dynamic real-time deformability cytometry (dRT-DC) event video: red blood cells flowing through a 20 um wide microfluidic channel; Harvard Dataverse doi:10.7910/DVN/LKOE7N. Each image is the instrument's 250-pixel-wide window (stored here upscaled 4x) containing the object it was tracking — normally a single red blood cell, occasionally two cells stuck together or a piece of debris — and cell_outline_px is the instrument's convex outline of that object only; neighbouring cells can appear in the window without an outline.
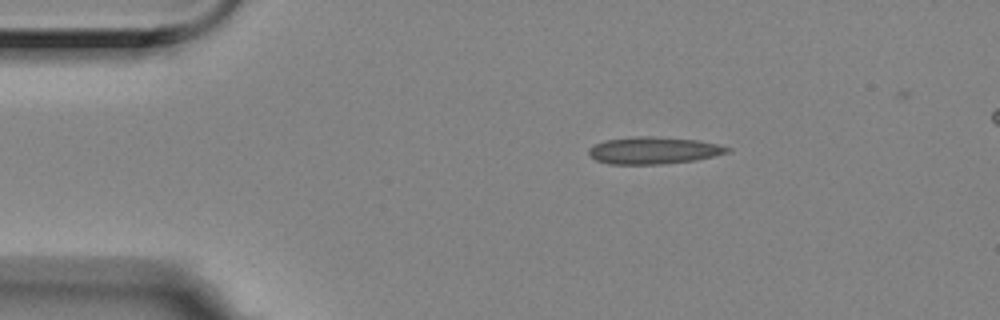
{"species": "Egyptian fruit bat (a non-hibernating species)", "species_latin": "Rousettus aegyptiacus", "temperature_condition": "room temperature", "stored_images_in_passage": 45, "camera_frame_rate_fps": 3000, "um_per_image_px": 0.085, "animal": {"sex": "female"}, "frame": {"image": 1, "passage_image": 1, "time_ms": 0.0, "image_size_px": [1000, 320], "cell_outline_px": [[732, 148], [728, 152], [696, 160], [660, 164], [608, 164], [596, 160], [588, 152], [588, 148], [596, 144], [608, 140], [636, 136], [652, 136], [696, 140], [716, 144]], "centroid_in_image_um": [55.54, 12.79], "position_along_channel_um": 29.5, "area_um2": 21.56}}
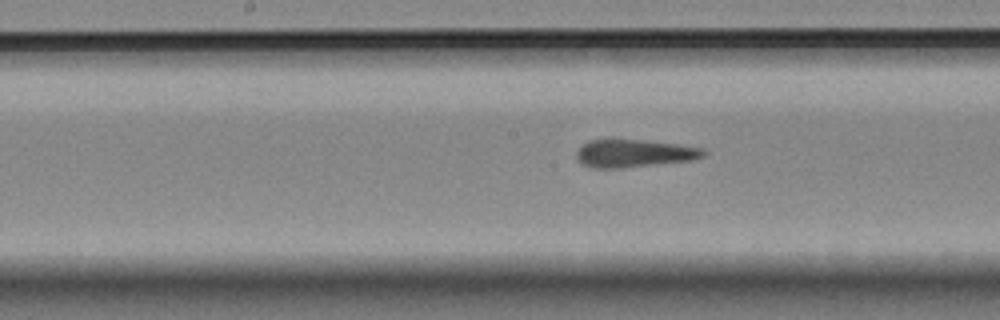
{"frame": {"image": 2, "passage_image": 19, "time_ms": 6.0, "image_size_px": [1000, 320], "cell_outline_px": [[708, 152], [704, 156], [692, 160], [624, 168], [588, 168], [580, 164], [576, 160], [576, 152], [588, 140], [644, 140], [676, 144], [704, 148]], "centroid_in_image_um": [53.88, 13.05], "position_along_channel_um": 194.3, "area_um2": 20.69}}
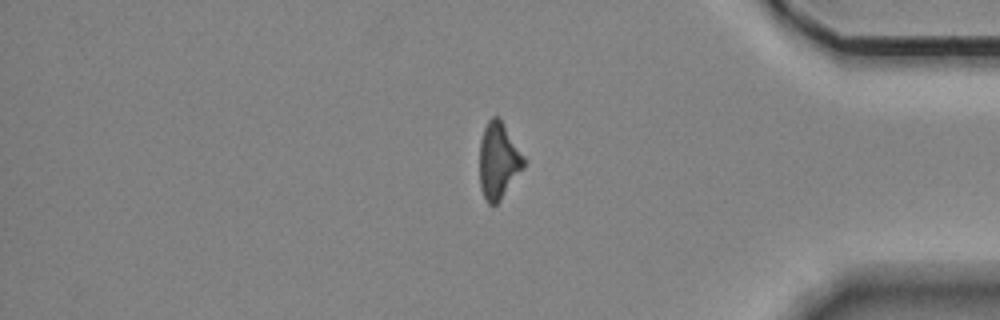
{"frame": {"image": 3, "passage_image": 38, "time_ms": 12.333, "image_size_px": [1000, 320], "cell_outline_px": [[528, 160], [524, 168], [500, 200], [496, 204], [488, 204], [480, 188], [480, 140], [484, 128], [488, 120], [492, 116], [500, 116]], "centroid_in_image_um": [42.41, 13.61], "position_along_channel_um": 392.8, "area_um2": 20.11}, "authors_computed_cell_mechanics": {"area_um2": 20.4612, "velocity_mm_per_s": 3.5431, "shape_relaxation_time_tau1_ms": null, "shape_relaxation_time_tau2_ms": 1.5938, "deformation_change_tau1": null, "deformation_change_tau2": 0.0979}}